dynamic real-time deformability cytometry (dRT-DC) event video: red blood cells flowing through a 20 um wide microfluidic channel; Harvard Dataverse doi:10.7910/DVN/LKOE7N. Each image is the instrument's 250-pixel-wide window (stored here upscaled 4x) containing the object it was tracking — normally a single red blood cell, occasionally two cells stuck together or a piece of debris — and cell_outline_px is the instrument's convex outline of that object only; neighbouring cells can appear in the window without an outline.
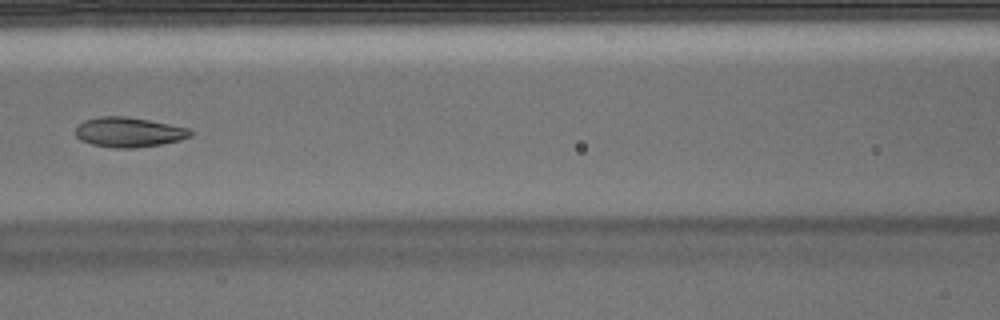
{"species": "Egyptian fruit bat (a non-hibernating species)", "species_latin": "Rousettus aegyptiacus", "temperature_condition": "warm", "stored_images_in_passage": 6, "camera_frame_rate_fps": 3000, "um_per_image_px": 0.085, "animal": {"sex": "male"}, "frame": {"image": 1, "passage_image": 6, "time_ms": 1.667, "image_size_px": [1000, 320], "cell_outline_px": [[196, 132], [192, 136], [180, 140], [164, 144], [132, 148], [116, 148], [92, 144], [80, 140], [76, 136], [76, 128], [84, 120], [100, 116], [124, 116], [148, 120], [188, 128]], "centroid_in_image_um": [10.98, 11.24], "position_along_channel_um": 155.6, "area_um2": 20.0}}